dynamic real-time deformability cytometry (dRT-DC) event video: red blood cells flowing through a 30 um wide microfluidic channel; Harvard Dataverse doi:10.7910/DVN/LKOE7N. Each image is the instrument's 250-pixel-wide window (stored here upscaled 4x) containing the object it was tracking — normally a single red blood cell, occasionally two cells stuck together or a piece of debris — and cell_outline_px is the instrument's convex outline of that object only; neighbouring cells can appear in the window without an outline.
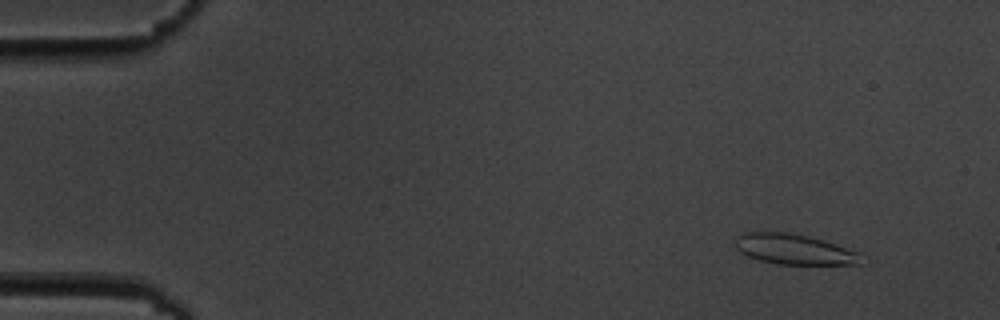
{"species": "common noctule bat (a hibernating species)", "species_latin": "Nyctalus noctula", "temperature_condition": "cold", "stored_images_in_passage": 6, "camera_frame_rate_fps": 3000, "um_per_image_px": 0.085, "animal": {"sex": "male", "body_mass_g": 19.5, "forearm_length_mm": 54.6}, "frame": {"image": 1, "passage_image": 2, "time_ms": 1.0, "image_size_px": [1000, 320], "cell_outline_px": [[868, 264], [776, 264], [760, 260], [748, 256], [740, 252], [736, 248], [736, 236], [744, 232], [788, 232], [808, 236], [836, 244], [860, 252]], "centroid_in_image_um": [67.57, 21.2], "position_along_channel_um": 17.4, "area_um2": 22.48}}